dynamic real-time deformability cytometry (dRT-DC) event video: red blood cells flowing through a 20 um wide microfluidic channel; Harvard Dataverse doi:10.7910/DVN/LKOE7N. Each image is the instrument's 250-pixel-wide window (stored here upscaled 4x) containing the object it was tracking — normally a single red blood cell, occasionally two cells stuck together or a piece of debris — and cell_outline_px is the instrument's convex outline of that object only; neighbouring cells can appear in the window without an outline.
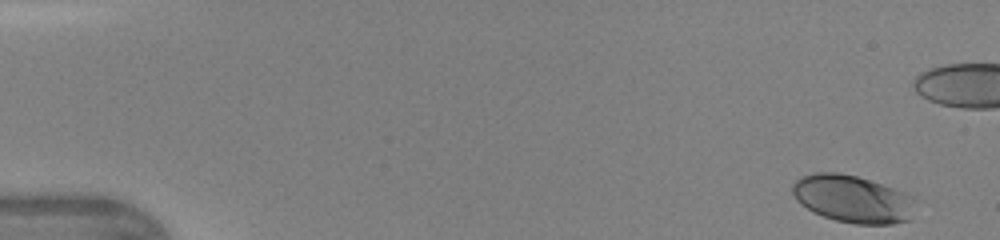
{"species": "human", "species_latin": "Homo sapiens", "temperature_condition": "warm", "stored_images_in_passage": 38, "camera_frame_rate_fps": 3000, "um_per_image_px": 0.085, "donor": {"sex": "female"}, "frame": {"image": 1, "passage_image": 1, "time_ms": 0.0, "image_size_px": [1000, 240], "cell_outline_px": [[912, 220], [892, 224], [856, 224], [836, 220], [812, 212], [800, 204], [796, 200], [792, 192], [792, 184], [800, 176], [816, 172], [840, 172], [856, 176], [904, 192], [912, 196]], "centroid_in_image_um": [72.43, 16.91], "position_along_channel_um": 12.6, "area_um2": 33.93}}